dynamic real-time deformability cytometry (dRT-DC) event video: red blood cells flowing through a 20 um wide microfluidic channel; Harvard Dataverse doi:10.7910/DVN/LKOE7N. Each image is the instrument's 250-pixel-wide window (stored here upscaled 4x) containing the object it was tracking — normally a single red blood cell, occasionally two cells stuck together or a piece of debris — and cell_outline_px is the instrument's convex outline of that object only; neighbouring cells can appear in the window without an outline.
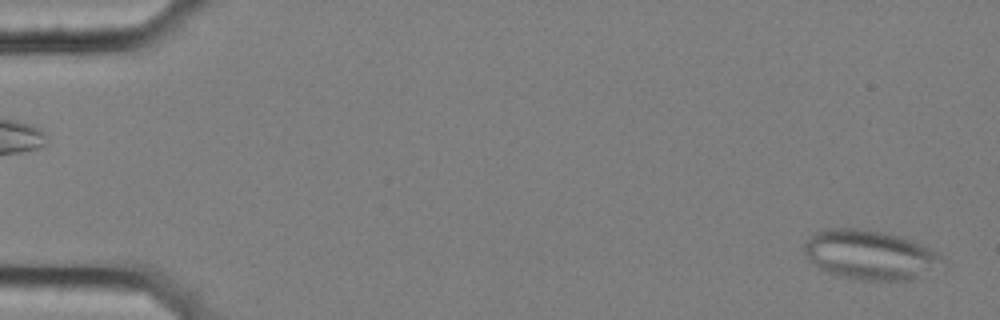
{"species": "common noctule bat (a hibernating species)", "species_latin": "Nyctalus noctula", "temperature_condition": "cold", "stored_images_in_passage": 56, "segment_of_instrument_passage": [1, 2], "camera_frame_rate_fps": 3000, "um_per_image_px": 0.085, "animal": {"sex": "female", "body_mass_g": 25.1}, "frame": {"image": 1, "passage_image": 1, "time_ms": 0.0, "image_size_px": [1000, 320], "cell_outline_px": [[944, 260], [920, 276], [912, 280], [860, 280], [836, 276], [820, 268], [808, 260], [804, 252], [804, 244], [816, 232], [824, 228], [856, 228], [884, 232], [908, 240], [940, 252]], "centroid_in_image_um": [73.89, 21.66], "position_along_channel_um": 11.1, "area_um2": 39.3}}